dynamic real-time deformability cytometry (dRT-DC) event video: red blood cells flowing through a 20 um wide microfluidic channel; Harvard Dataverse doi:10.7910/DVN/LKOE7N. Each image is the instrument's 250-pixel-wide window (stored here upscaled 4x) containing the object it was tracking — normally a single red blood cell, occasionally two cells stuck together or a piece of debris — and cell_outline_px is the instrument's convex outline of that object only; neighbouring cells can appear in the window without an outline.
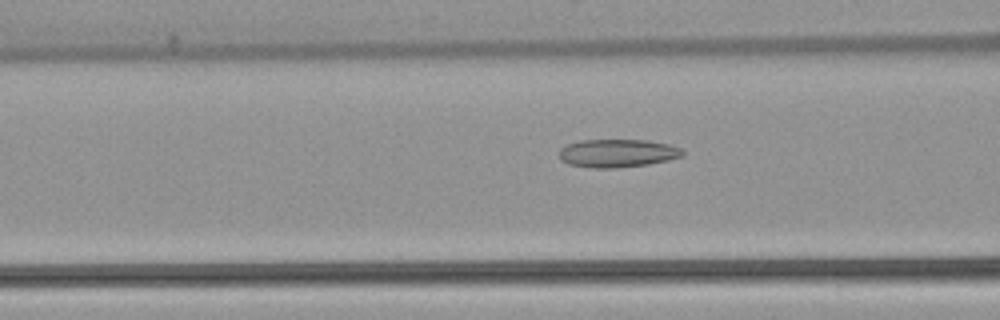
{"species": "common noctule bat (a hibernating species)", "species_latin": "Nyctalus noctula", "temperature_condition": "warm", "stored_images_in_passage": 53, "camera_frame_rate_fps": 3000, "um_per_image_px": 0.085, "animal": {"sex": "female", "body_mass_g": 22.7, "forearm_length_mm": 54.2}, "frame": {"image": 1, "passage_image": 21, "time_ms": 6.667, "image_size_px": [1000, 320], "cell_outline_px": [[684, 156], [668, 160], [648, 164], [616, 168], [592, 168], [568, 164], [560, 160], [560, 148], [568, 144], [580, 140], [648, 140], [672, 144], [680, 148], [684, 152]], "centroid_in_image_um": [52.5, 13.02], "position_along_channel_um": 114.1, "area_um2": 20.4}}
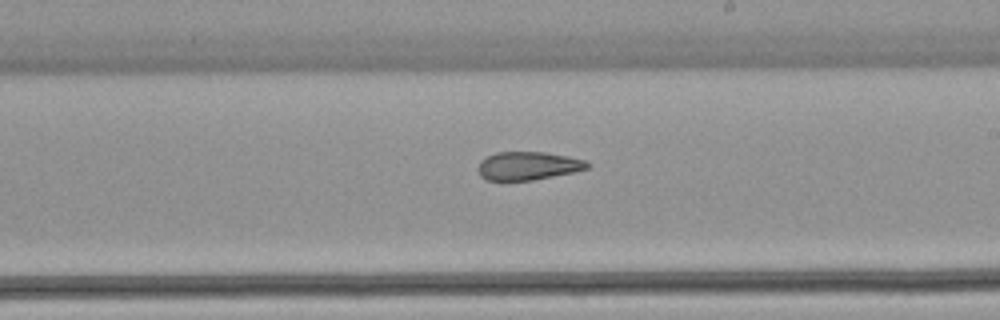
{"frame": {"image": 2, "passage_image": 31, "time_ms": 10.0, "image_size_px": [1000, 320], "cell_outline_px": [[592, 164], [588, 168], [572, 172], [532, 180], [488, 180], [480, 176], [476, 168], [480, 160], [484, 156], [496, 152], [544, 152], [568, 156], [584, 160]], "centroid_in_image_um": [44.83, 14.08], "position_along_channel_um": 244.2, "area_um2": 18.09}}
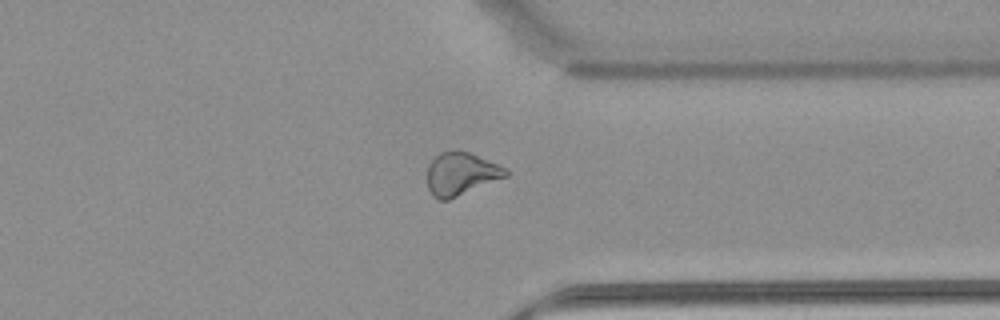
{"frame": {"image": 3, "passage_image": 41, "time_ms": 13.333, "image_size_px": [1000, 320], "cell_outline_px": [[508, 176], [448, 200], [440, 200], [432, 196], [428, 188], [428, 164], [440, 152], [456, 148], [468, 152], [508, 168]], "centroid_in_image_um": [39.18, 14.76], "position_along_channel_um": 372.2, "area_um2": 19.77}, "authors_computed_cell_mechanics": {"area_um2": 21.8484, "velocity_mm_per_s": 3.9036, "shape_relaxation_time_tau1_ms": null, "shape_relaxation_time_tau2_ms": 4.1369, "deformation_change_tau1": null, "deformation_change_tau2": 0.1412}}